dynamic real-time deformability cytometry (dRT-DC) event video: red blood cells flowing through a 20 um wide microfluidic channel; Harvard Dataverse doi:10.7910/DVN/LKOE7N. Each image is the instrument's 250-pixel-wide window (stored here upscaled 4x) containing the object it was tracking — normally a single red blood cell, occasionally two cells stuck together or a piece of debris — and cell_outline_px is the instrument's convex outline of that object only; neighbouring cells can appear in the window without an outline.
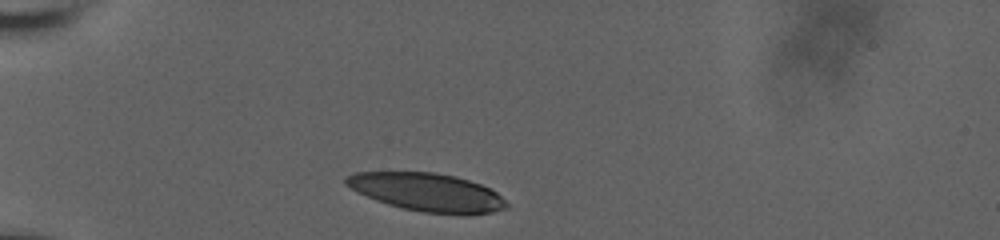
{"species": "human", "species_latin": "Homo sapiens", "temperature_condition": "room temperature", "stored_images_in_passage": 10, "camera_frame_rate_fps": 3000, "um_per_image_px": 0.085, "donor": {"sex": "male"}, "frame": {"image": 1, "passage_image": 1, "time_ms": 0.0, "image_size_px": [1000, 240], "cell_outline_px": [[508, 208], [492, 212], [424, 212], [404, 208], [388, 204], [376, 200], [344, 184], [344, 176], [356, 172], [436, 172], [456, 176], [480, 184], [496, 192], [508, 204]], "centroid_in_image_um": [36.26, 16.29], "position_along_channel_um": 48.7, "area_um2": 34.74}}
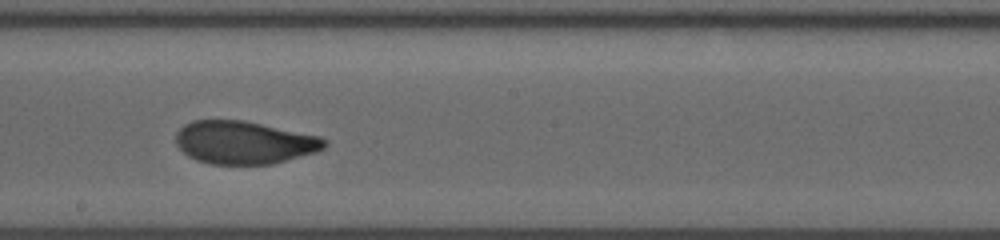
{"frame": {"image": 2, "passage_image": 6, "time_ms": 5.667, "image_size_px": [1000, 240], "cell_outline_px": [[328, 144], [324, 148], [316, 152], [272, 164], [208, 164], [196, 160], [188, 156], [176, 144], [176, 132], [184, 124], [192, 120], [244, 120], [320, 136], [328, 140]], "centroid_in_image_um": [20.75, 12.11], "position_along_channel_um": 227.4, "area_um2": 37.34}}
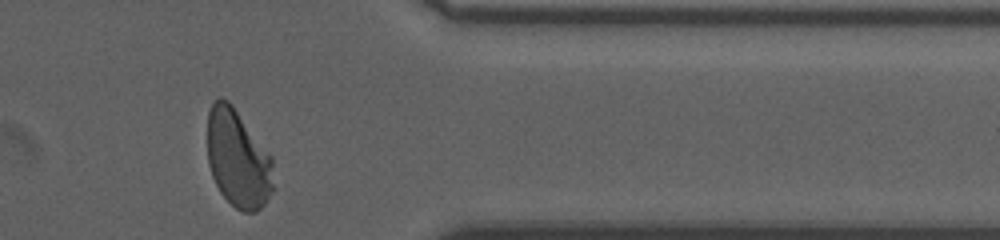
{"frame": {"image": 3, "passage_image": 10, "time_ms": 10.333, "image_size_px": [1000, 240], "cell_outline_px": [[276, 188], [264, 204], [256, 212], [244, 212], [236, 208], [220, 192], [212, 176], [208, 164], [208, 112], [212, 100], [220, 96], [228, 100], [232, 104], [272, 156]], "centroid_in_image_um": [20.25, 13.48], "position_along_channel_um": 391.1, "area_um2": 38.32}, "authors_computed_cell_mechanics": {"area_um2": 37.8301, "velocity_mm_per_s": 3.7453, "shape_relaxation_time_tau1_ms": 3.8331, "shape_relaxation_time_tau2_ms": 0.7561, "deformation_change_tau1": 0.151, "deformation_change_tau2": 0.061}}